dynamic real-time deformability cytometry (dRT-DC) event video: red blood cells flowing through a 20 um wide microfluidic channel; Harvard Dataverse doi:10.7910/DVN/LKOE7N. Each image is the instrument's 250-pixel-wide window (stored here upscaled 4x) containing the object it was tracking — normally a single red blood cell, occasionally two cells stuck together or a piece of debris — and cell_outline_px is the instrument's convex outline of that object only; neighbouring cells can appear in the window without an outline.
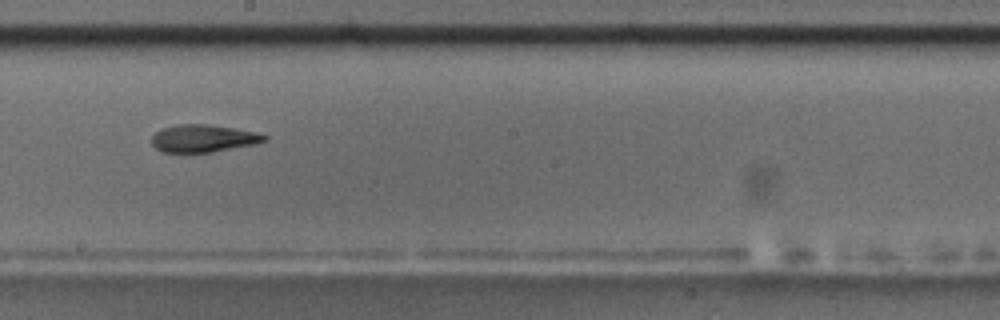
{"species": "common noctule bat (a hibernating species)", "species_latin": "Nyctalus noctula", "temperature_condition": "room temperature", "stored_images_in_passage": 17, "camera_frame_rate_fps": 3000, "um_per_image_px": 0.085, "animal": {"sex": "male", "body_mass_g": 17.5, "forearm_length_mm": 52.3}, "frame": {"image": 1, "passage_image": 10, "time_ms": 10.333, "image_size_px": [1000, 320], "cell_outline_px": [[268, 140], [252, 144], [212, 152], [160, 152], [152, 144], [152, 136], [156, 132], [164, 128], [176, 124], [208, 124], [256, 132], [268, 136]], "centroid_in_image_um": [17.26, 11.76], "position_along_channel_um": 230.9, "area_um2": 17.86}, "authors_computed_cell_mechanics": {"area_um2": 18.1492, "velocity_mm_per_s": 3.4973, "shape_relaxation_time_tau1_ms": 6.0983, "shape_relaxation_time_tau2_ms": 4.8927, "deformation_change_tau1": 0.1601, "deformation_change_tau2": 0.1126}}